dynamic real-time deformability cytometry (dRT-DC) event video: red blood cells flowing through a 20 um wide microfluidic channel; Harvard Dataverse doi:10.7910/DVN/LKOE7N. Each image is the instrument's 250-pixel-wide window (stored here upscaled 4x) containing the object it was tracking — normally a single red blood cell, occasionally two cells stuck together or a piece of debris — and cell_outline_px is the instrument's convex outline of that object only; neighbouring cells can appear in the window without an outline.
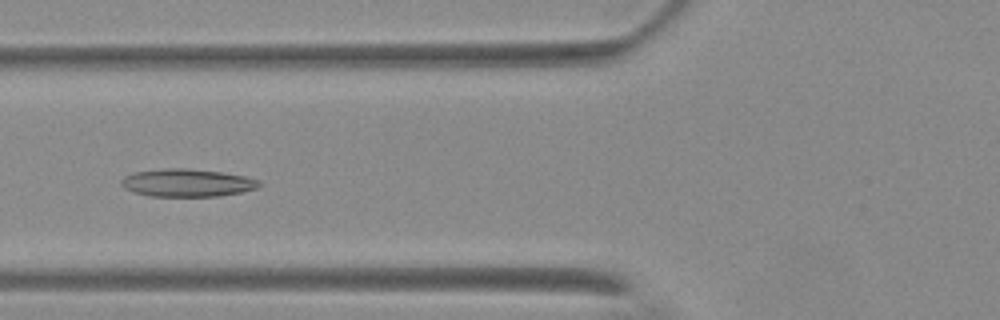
{"species": "Egyptian fruit bat (a non-hibernating species)", "species_latin": "Rousettus aegyptiacus", "temperature_condition": "warm", "stored_images_in_passage": 7, "camera_frame_rate_fps": 3000, "um_per_image_px": 0.085, "animal": {"sex": "female"}, "frame": {"image": 1, "passage_image": 5, "time_ms": 5.667, "image_size_px": [1000, 320], "cell_outline_px": [[260, 184], [256, 188], [240, 192], [220, 196], [148, 196], [124, 188], [120, 184], [120, 180], [124, 176], [136, 172], [164, 168], [184, 168], [220, 172], [244, 176], [260, 180]], "centroid_in_image_um": [15.88, 15.54], "position_along_channel_um": 109.9, "area_um2": 22.14}}
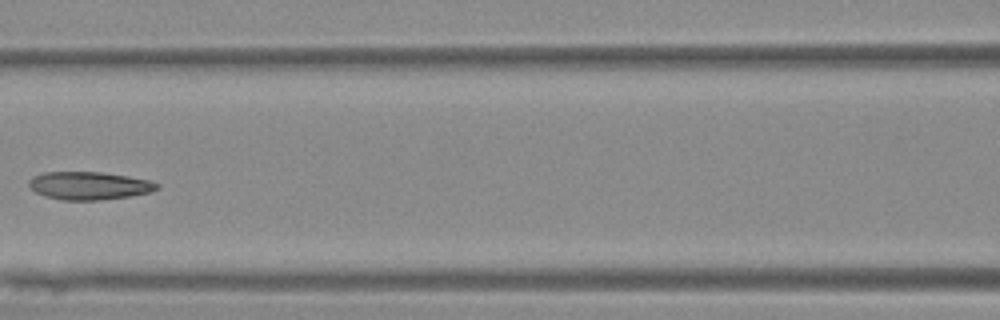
{"frame": {"image": 2, "passage_image": 6, "time_ms": 7.0, "image_size_px": [1000, 320], "cell_outline_px": [[160, 188], [152, 192], [132, 196], [100, 200], [64, 200], [44, 196], [36, 192], [28, 184], [28, 180], [32, 176], [44, 172], [100, 172], [128, 176], [148, 180], [160, 184]], "centroid_in_image_um": [7.6, 15.78], "position_along_channel_um": 159.0, "area_um2": 20.98}}